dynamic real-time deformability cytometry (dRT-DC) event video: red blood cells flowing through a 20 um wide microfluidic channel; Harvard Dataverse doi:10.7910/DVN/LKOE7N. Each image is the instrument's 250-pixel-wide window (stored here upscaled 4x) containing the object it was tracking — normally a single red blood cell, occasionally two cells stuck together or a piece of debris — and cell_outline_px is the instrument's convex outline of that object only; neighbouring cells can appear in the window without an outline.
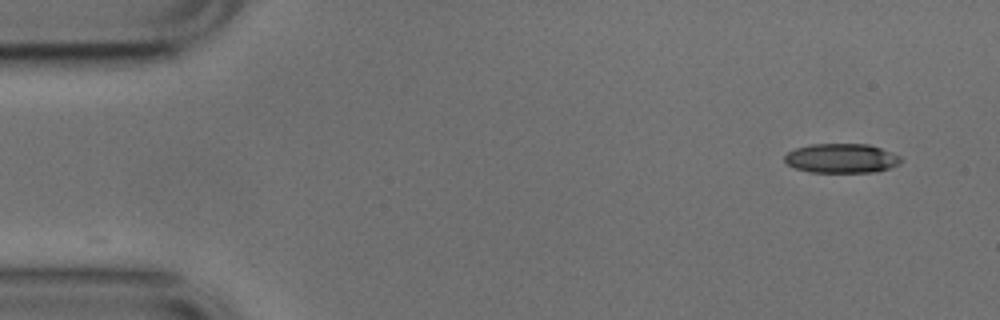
{"species": "common noctule bat (a hibernating species)", "species_latin": "Nyctalus noctula", "temperature_condition": "cold", "stored_images_in_passage": 50, "camera_frame_rate_fps": 3000, "um_per_image_px": 0.085, "animal": {"sex": "male", "body_mass_g": 17.9, "forearm_length_mm": 54.2}, "frame": {"image": 1, "passage_image": 1, "time_ms": 0.0, "image_size_px": [1000, 320], "cell_outline_px": [[904, 160], [900, 164], [888, 168], [872, 172], [812, 172], [796, 168], [788, 164], [784, 160], [784, 156], [788, 152], [796, 148], [812, 144], [868, 144], [880, 148], [900, 156]], "centroid_in_image_um": [71.54, 13.45], "position_along_channel_um": 13.5, "area_um2": 19.77}}
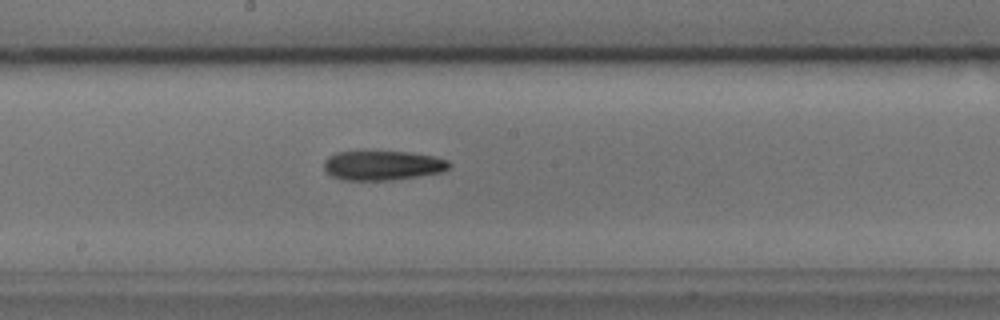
{"frame": {"image": 2, "passage_image": 25, "time_ms": 8.0, "image_size_px": [1000, 320], "cell_outline_px": [[452, 164], [448, 168], [440, 172], [392, 180], [344, 180], [332, 176], [324, 172], [324, 160], [328, 156], [336, 152], [408, 152], [436, 156], [448, 160]], "centroid_in_image_um": [32.5, 14.06], "position_along_channel_um": 215.7, "area_um2": 21.5}}
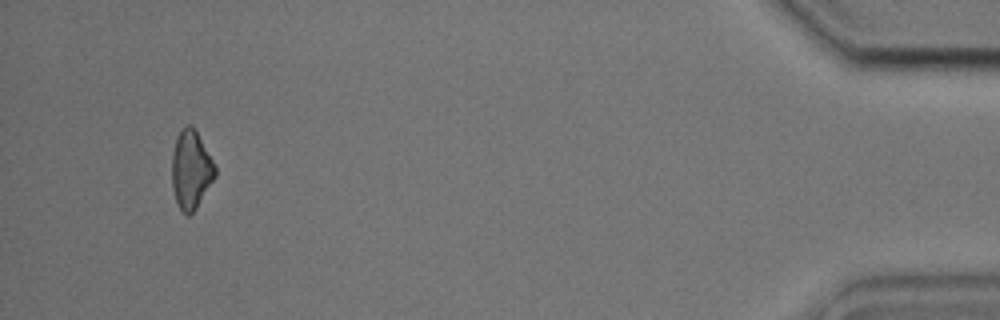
{"frame": {"image": 3, "passage_image": 47, "time_ms": 15.333, "image_size_px": [1000, 320], "cell_outline_px": [[216, 176], [196, 208], [188, 216], [176, 204], [172, 184], [172, 156], [176, 136], [180, 128], [188, 124], [192, 124], [216, 164]], "centroid_in_image_um": [16.24, 14.38], "position_along_channel_um": 419.0, "area_um2": 19.94}}